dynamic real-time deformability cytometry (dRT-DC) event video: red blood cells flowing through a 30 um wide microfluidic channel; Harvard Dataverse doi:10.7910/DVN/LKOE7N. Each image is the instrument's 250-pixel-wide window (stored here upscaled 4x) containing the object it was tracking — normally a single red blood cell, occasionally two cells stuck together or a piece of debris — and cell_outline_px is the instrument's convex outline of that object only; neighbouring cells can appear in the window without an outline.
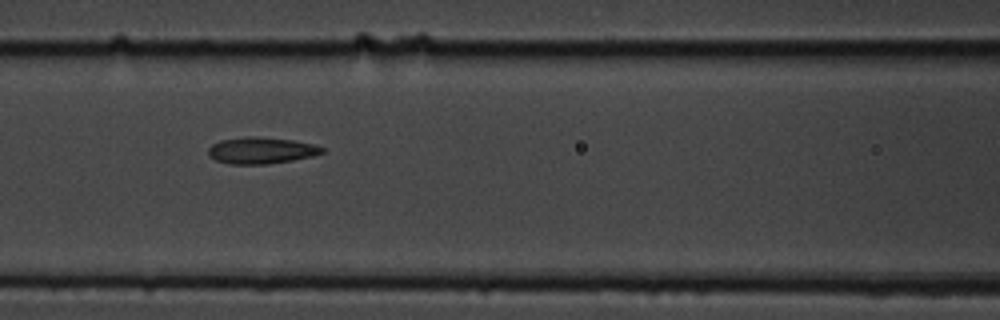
{"species": "common noctule bat (a hibernating species)", "species_latin": "Nyctalus noctula", "temperature_condition": "cold", "stored_images_in_passage": 7, "camera_frame_rate_fps": 3000, "um_per_image_px": 0.085, "animal": {"sex": "male", "body_mass_g": 19.5, "forearm_length_mm": 54.6}, "frame": {"image": 1, "passage_image": 7, "time_ms": 6.667, "image_size_px": [1000, 320], "cell_outline_px": [[324, 152], [312, 156], [292, 160], [268, 164], [228, 164], [216, 160], [208, 156], [208, 148], [212, 144], [220, 140], [244, 136], [256, 136], [292, 140], [316, 144], [324, 148]], "centroid_in_image_um": [22.18, 12.78], "position_along_channel_um": 144.4, "area_um2": 17.74}}